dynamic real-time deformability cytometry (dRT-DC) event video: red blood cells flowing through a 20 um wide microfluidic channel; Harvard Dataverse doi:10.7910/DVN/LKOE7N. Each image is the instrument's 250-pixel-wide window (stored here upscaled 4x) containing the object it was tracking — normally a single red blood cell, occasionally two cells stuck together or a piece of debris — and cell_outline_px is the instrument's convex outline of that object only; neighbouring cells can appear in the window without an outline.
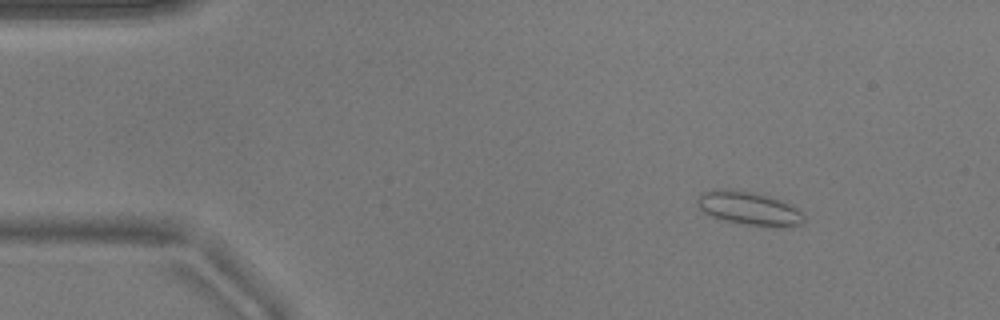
{"species": "common noctule bat (a hibernating species)", "species_latin": "Nyctalus noctula", "temperature_condition": "warm", "stored_images_in_passage": 50, "camera_frame_rate_fps": 3000, "um_per_image_px": 0.085, "animal": {"sex": "male", "body_mass_g": 17.9}, "frame": {"image": 1, "passage_image": 4, "time_ms": 1.0, "image_size_px": [1000, 320], "cell_outline_px": [[804, 220], [800, 224], [780, 228], [748, 224], [724, 220], [712, 216], [704, 212], [696, 204], [696, 200], [700, 192], [716, 188], [724, 188], [756, 192], [772, 196], [796, 208], [804, 216]], "centroid_in_image_um": [63.62, 17.68], "position_along_channel_um": 21.4, "area_um2": 20.98}}
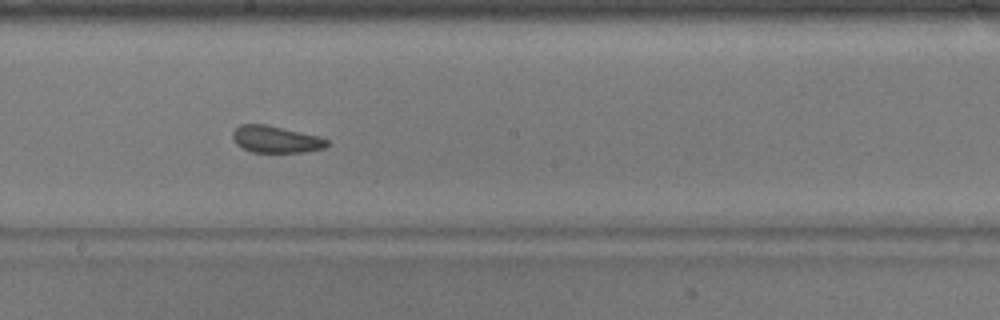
{"frame": {"image": 2, "passage_image": 26, "time_ms": 8.333, "image_size_px": [1000, 320], "cell_outline_px": [[328, 144], [324, 148], [304, 152], [252, 152], [236, 144], [232, 136], [232, 132], [240, 124], [264, 124], [320, 136], [328, 140]], "centroid_in_image_um": [23.44, 11.84], "position_along_channel_um": 224.8, "area_um2": 14.68}}
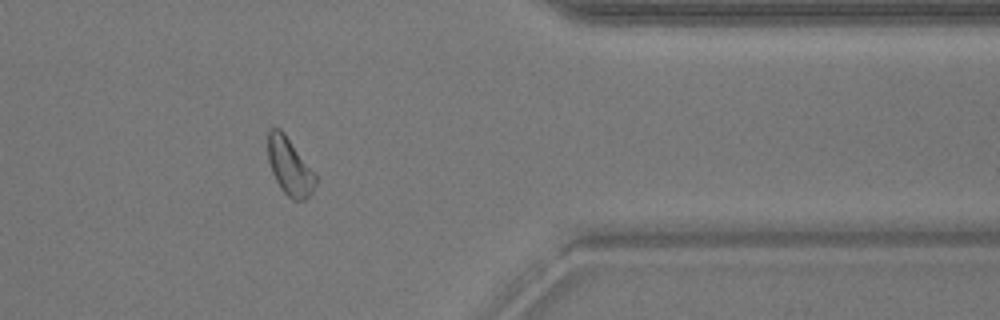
{"frame": {"image": 3, "passage_image": 40, "time_ms": 13.0, "image_size_px": [1000, 320], "cell_outline_px": [[316, 184], [312, 192], [304, 200], [292, 200], [280, 188], [272, 172], [268, 160], [268, 128], [280, 128], [284, 132], [316, 176]], "centroid_in_image_um": [24.6, 14.15], "position_along_channel_um": 386.8, "area_um2": 15.66}, "authors_computed_cell_mechanics": {"area_um2": 16.1262, "velocity_mm_per_s": 3.8465, "shape_relaxation_time_tau1_ms": 2.9216, "shape_relaxation_time_tau2_ms": 2.0253, "deformation_change_tau1": 0.0538, "deformation_change_tau2": 0.0847}}